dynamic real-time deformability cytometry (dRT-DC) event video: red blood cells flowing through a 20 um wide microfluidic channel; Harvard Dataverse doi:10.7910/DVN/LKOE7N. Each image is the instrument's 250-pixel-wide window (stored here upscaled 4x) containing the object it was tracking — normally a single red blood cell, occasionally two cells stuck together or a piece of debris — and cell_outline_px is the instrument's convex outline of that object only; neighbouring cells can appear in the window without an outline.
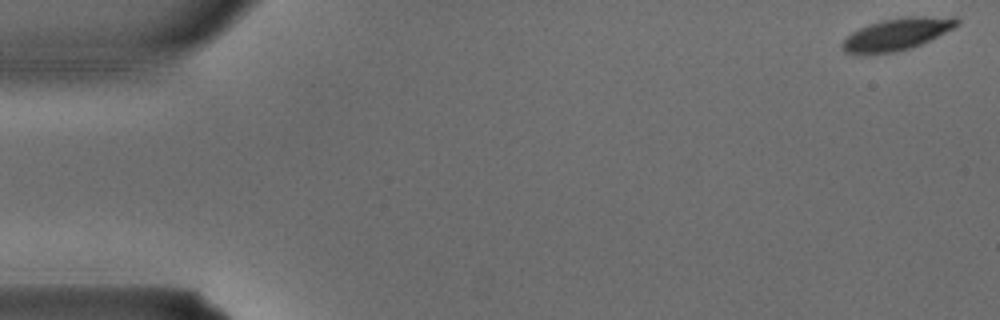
{"species": "common noctule bat (a hibernating species)", "species_latin": "Nyctalus noctula", "temperature_condition": "warm", "stored_images_in_passage": 4, "camera_frame_rate_fps": 3000, "um_per_image_px": 0.085, "animal": {"sex": "male", "body_mass_g": 15.6}, "frame": {"image": 1, "passage_image": 1, "time_ms": 0.0, "image_size_px": [1000, 320], "cell_outline_px": [[960, 24], [920, 44], [908, 48], [892, 52], [844, 52], [840, 44], [852, 32], [860, 28], [884, 20], [908, 16], [956, 16], [960, 20]], "centroid_in_image_um": [76.3, 2.86], "position_along_channel_um": 8.7, "area_um2": 20.63}}
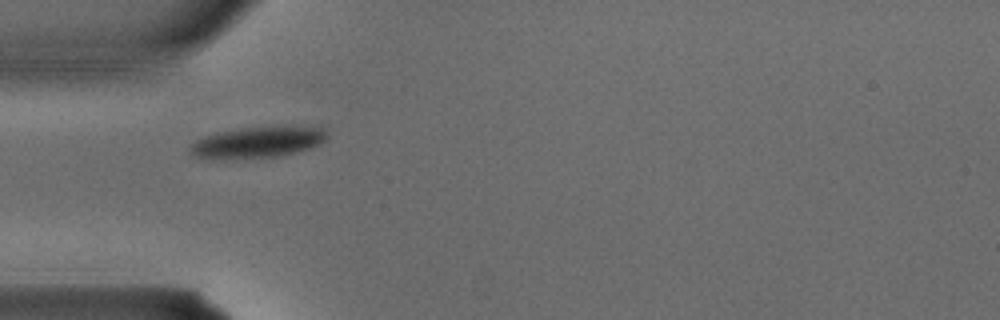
{"frame": {"image": 2, "passage_image": 4, "time_ms": 1.0, "image_size_px": [1000, 320], "cell_outline_px": [[328, 136], [320, 144], [296, 152], [276, 156], [224, 160], [196, 156], [188, 152], [188, 148], [196, 140], [204, 136], [216, 132], [240, 128], [324, 128], [328, 132]], "centroid_in_image_um": [21.8, 12.12], "position_along_channel_um": 63.2, "area_um2": 24.33}}